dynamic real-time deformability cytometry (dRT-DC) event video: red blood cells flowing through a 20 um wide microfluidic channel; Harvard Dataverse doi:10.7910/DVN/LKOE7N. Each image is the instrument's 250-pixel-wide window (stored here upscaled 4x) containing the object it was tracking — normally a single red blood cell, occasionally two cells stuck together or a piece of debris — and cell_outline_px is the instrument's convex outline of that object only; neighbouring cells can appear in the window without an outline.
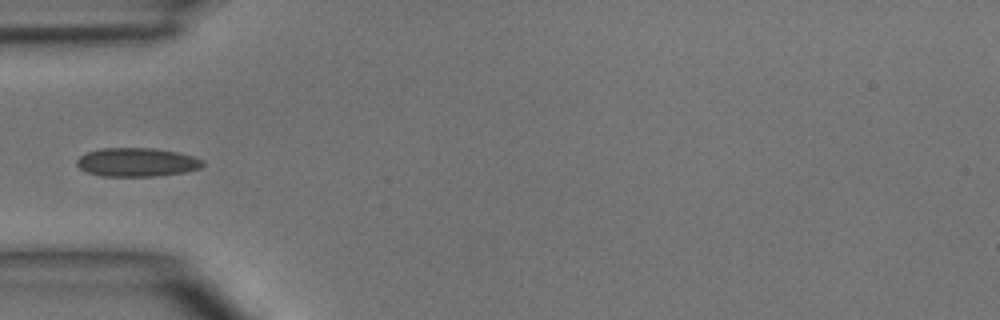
{"species": "common noctule bat (a hibernating species)", "species_latin": "Nyctalus noctula", "temperature_condition": "room temperature", "stored_images_in_passage": 5, "camera_frame_rate_fps": 3000, "um_per_image_px": 0.085, "animal": {"sex": "male", "body_mass_g": 15.6}, "frame": {"image": 1, "passage_image": 3, "time_ms": 3.333, "image_size_px": [1000, 320], "cell_outline_px": [[204, 164], [200, 168], [184, 172], [156, 176], [104, 176], [88, 172], [80, 168], [76, 164], [76, 160], [80, 156], [88, 152], [100, 148], [152, 148], [180, 152], [204, 160]], "centroid_in_image_um": [11.65, 13.78], "position_along_channel_um": 73.3, "area_um2": 21.04}}
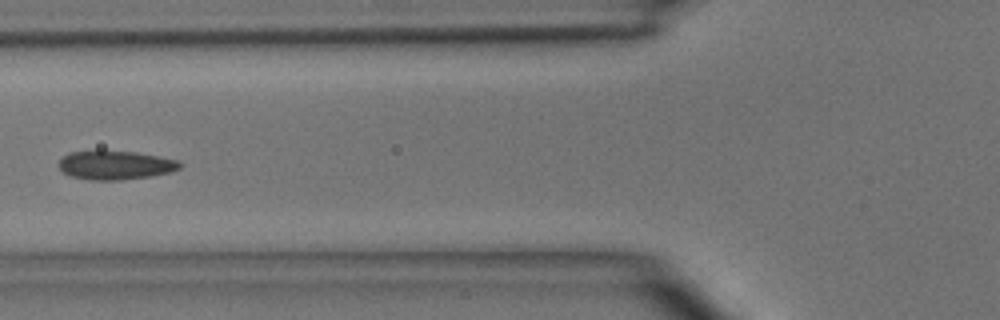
{"frame": {"image": 2, "passage_image": 4, "time_ms": 4.333, "image_size_px": [1000, 320], "cell_outline_px": [[184, 164], [180, 168], [172, 172], [152, 176], [120, 180], [88, 180], [68, 176], [60, 172], [60, 160], [68, 152], [136, 152], [180, 160]], "centroid_in_image_um": [9.85, 14.06], "position_along_channel_um": 116.0, "area_um2": 20.35}}